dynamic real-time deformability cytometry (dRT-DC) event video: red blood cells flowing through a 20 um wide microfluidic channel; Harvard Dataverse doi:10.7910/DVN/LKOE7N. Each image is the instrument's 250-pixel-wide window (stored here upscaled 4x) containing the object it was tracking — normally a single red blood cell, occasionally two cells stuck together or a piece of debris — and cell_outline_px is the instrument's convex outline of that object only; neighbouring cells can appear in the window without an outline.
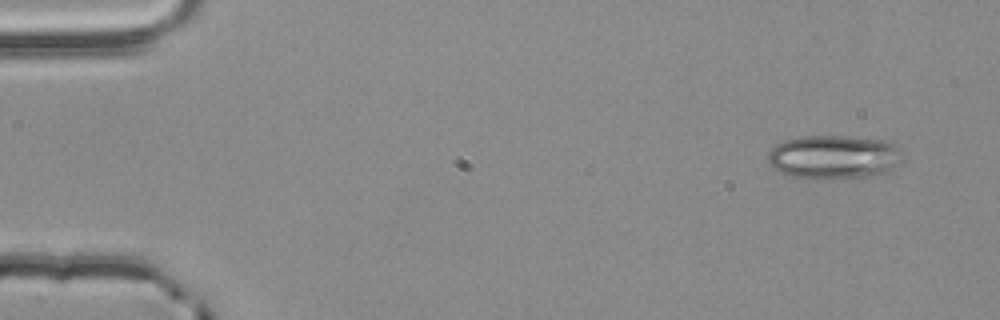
{"species": "common noctule bat (a hibernating species)", "species_latin": "Nyctalus noctula", "temperature_condition": "room temperature", "stored_images_in_passage": 4, "camera_frame_rate_fps": 3000, "um_per_image_px": 0.085, "animal": {"sex": "male", "body_mass_g": 20.4}, "frame": {"image": 1, "passage_image": 1, "time_ms": 0.0, "image_size_px": [1000, 320], "cell_outline_px": [[900, 160], [884, 172], [868, 176], [796, 176], [780, 172], [768, 160], [768, 152], [776, 144], [784, 140], [804, 136], [840, 136], [884, 140], [900, 148]], "centroid_in_image_um": [70.84, 13.28], "position_along_channel_um": 14.2, "area_um2": 32.77}}